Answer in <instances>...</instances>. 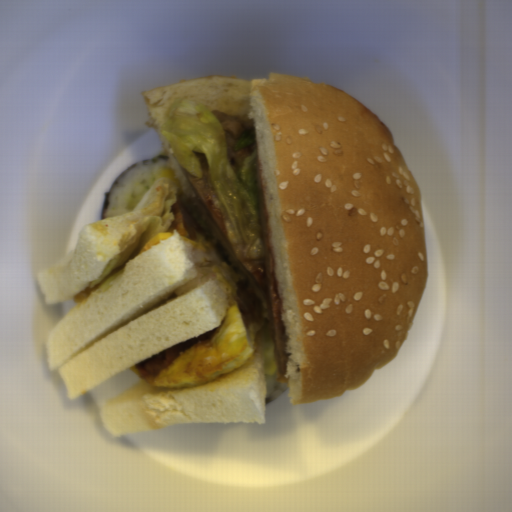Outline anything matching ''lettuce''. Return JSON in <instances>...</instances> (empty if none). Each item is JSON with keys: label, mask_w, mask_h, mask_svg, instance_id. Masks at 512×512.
I'll return each mask as SVG.
<instances>
[{"label": "lettuce", "mask_w": 512, "mask_h": 512, "mask_svg": "<svg viewBox=\"0 0 512 512\" xmlns=\"http://www.w3.org/2000/svg\"><path fill=\"white\" fill-rule=\"evenodd\" d=\"M159 127L174 159L206 180L225 236L241 265L263 273L269 252L260 204L258 154L248 156L235 170L221 121L208 108L186 98L171 105Z\"/></svg>", "instance_id": "lettuce-1"}, {"label": "lettuce", "mask_w": 512, "mask_h": 512, "mask_svg": "<svg viewBox=\"0 0 512 512\" xmlns=\"http://www.w3.org/2000/svg\"><path fill=\"white\" fill-rule=\"evenodd\" d=\"M178 193L179 188L175 184L168 187L161 211L152 216H145L134 225H129L126 232L117 240V253L106 264L101 276L89 283V289H93L115 268L122 266L139 253L155 235L170 230L175 220L174 213L171 210L174 203L178 201Z\"/></svg>", "instance_id": "lettuce-2"}, {"label": "lettuce", "mask_w": 512, "mask_h": 512, "mask_svg": "<svg viewBox=\"0 0 512 512\" xmlns=\"http://www.w3.org/2000/svg\"><path fill=\"white\" fill-rule=\"evenodd\" d=\"M256 142H257V138H256L255 127L249 128L244 133H242L239 137L236 138L234 145L232 147V150H233V152L244 150L247 147L255 144Z\"/></svg>", "instance_id": "lettuce-3"}, {"label": "lettuce", "mask_w": 512, "mask_h": 512, "mask_svg": "<svg viewBox=\"0 0 512 512\" xmlns=\"http://www.w3.org/2000/svg\"><path fill=\"white\" fill-rule=\"evenodd\" d=\"M124 268H121L120 270H118L117 272H115L114 274H112L111 276H109L107 279H105L103 281V283L97 287L95 290H93L92 292L89 293L88 297L83 301V303L93 297V296H96L100 293H102L103 291H105L106 289H108L124 272Z\"/></svg>", "instance_id": "lettuce-4"}]
</instances>
